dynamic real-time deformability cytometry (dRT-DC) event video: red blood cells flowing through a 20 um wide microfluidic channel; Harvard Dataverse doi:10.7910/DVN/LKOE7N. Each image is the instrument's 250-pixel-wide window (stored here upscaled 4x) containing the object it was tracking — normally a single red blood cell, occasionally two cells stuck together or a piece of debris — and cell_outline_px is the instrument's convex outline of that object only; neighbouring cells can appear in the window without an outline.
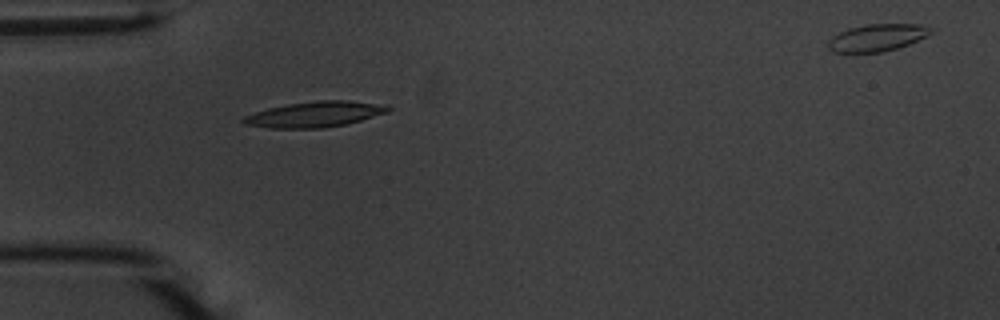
{"species": "common noctule bat (a hibernating species)", "species_latin": "Nyctalus noctula", "temperature_condition": "warm", "stored_images_in_passage": 32, "camera_frame_rate_fps": 3000, "um_per_image_px": 0.085, "animal": {"sex": "male", "body_mass_g": 20.1, "forearm_length_mm": 53.5}, "frame": {"image": 1, "passage_image": 1, "time_ms": 0.0, "image_size_px": [1000, 320], "cell_outline_px": [[392, 108], [388, 112], [360, 120], [344, 124], [324, 128], [268, 128], [244, 124], [240, 120], [244, 116], [268, 108], [288, 104], [320, 100], [348, 100], [372, 104]], "centroid_in_image_um": [26.67, 9.73], "position_along_channel_um": 58.3, "area_um2": 21.15}}
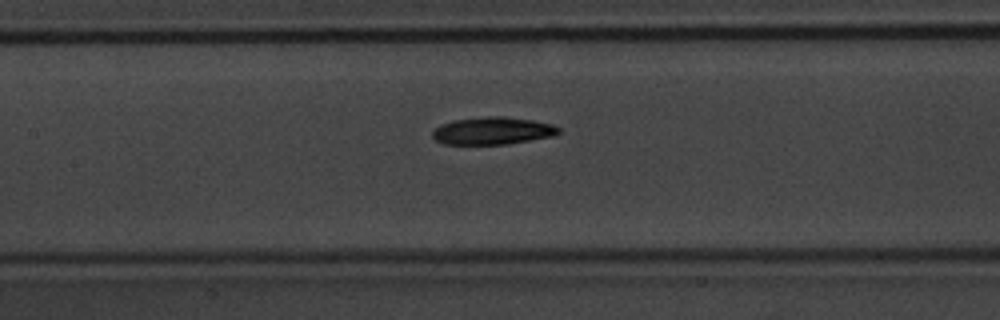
{"frame": {"image": 2, "passage_image": 10, "time_ms": 3.0, "image_size_px": [1000, 320], "cell_outline_px": [[560, 132], [552, 136], [504, 144], [444, 144], [436, 140], [432, 136], [432, 132], [436, 128], [444, 124], [456, 120], [484, 116], [504, 116], [532, 120], [552, 124], [560, 128]], "centroid_in_image_um": [41.88, 11.11], "position_along_channel_um": 165.5, "area_um2": 19.88}}
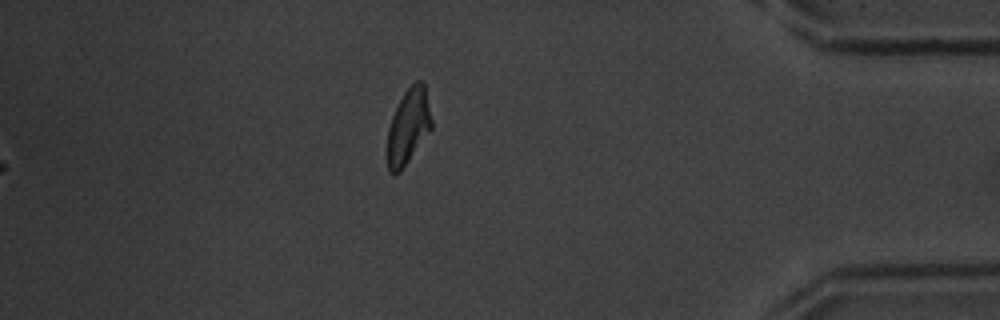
{"frame": {"image": 3, "passage_image": 32, "time_ms": 10.333, "image_size_px": [1000, 320], "cell_outline_px": [[432, 128], [400, 172], [388, 172], [388, 128], [392, 116], [404, 92], [416, 80], [420, 80], [424, 84], [432, 120]], "centroid_in_image_um": [34.72, 10.73], "position_along_channel_um": 400.5, "area_um2": 19.02}, "authors_computed_cell_mechanics": {"area_um2": 20.0277, "velocity_mm_per_s": 3.7076, "shape_relaxation_time_tau1_ms": 3.8421, "shape_relaxation_time_tau2_ms": 3.6844, "deformation_change_tau1": 0.1652, "deformation_change_tau2": 0.1}}